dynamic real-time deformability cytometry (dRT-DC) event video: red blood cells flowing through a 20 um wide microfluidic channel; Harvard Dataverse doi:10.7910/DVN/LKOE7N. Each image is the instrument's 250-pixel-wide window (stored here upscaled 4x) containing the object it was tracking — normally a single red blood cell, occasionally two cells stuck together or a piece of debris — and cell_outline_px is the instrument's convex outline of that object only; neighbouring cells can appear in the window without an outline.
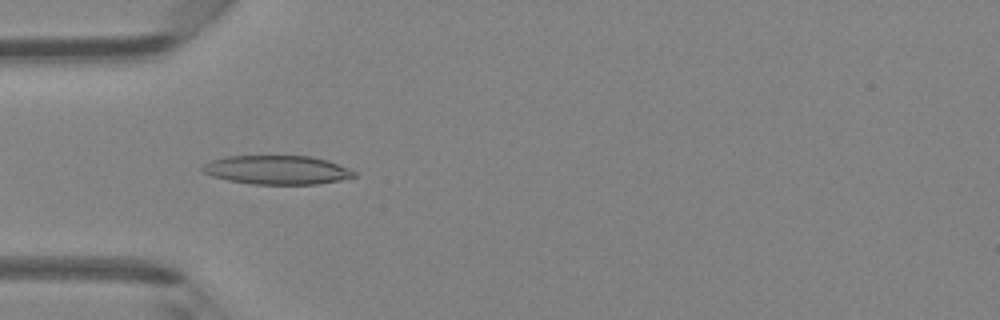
{"species": "Egyptian fruit bat (a non-hibernating species)", "species_latin": "Rousettus aegyptiacus", "temperature_condition": "room temperature", "stored_images_in_passage": 46, "camera_frame_rate_fps": 3000, "um_per_image_px": 0.085, "animal": {"sex": "female"}, "frame": {"image": 1, "passage_image": 14, "time_ms": 4.333, "image_size_px": [1000, 320], "cell_outline_px": [[356, 176], [340, 180], [316, 184], [252, 184], [228, 180], [212, 176], [204, 172], [200, 168], [204, 164], [212, 160], [224, 156], [312, 156], [328, 160], [348, 168], [356, 172]], "centroid_in_image_um": [23.54, 14.44], "position_along_channel_um": 61.5, "area_um2": 25.49}}
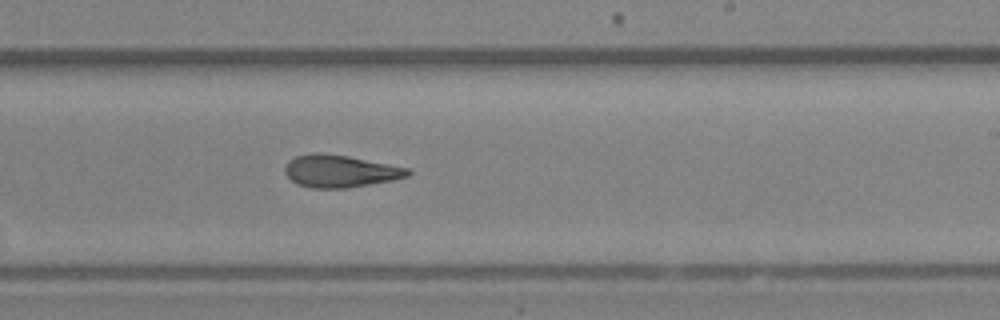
{"frame": {"image": 2, "passage_image": 28, "time_ms": 9.0, "image_size_px": [1000, 320], "cell_outline_px": [[412, 172], [408, 176], [392, 180], [344, 188], [312, 188], [296, 184], [284, 172], [284, 168], [288, 160], [296, 156], [312, 152], [348, 156], [408, 168]], "centroid_in_image_um": [28.87, 14.54], "position_along_channel_um": 260.1, "area_um2": 22.95}}
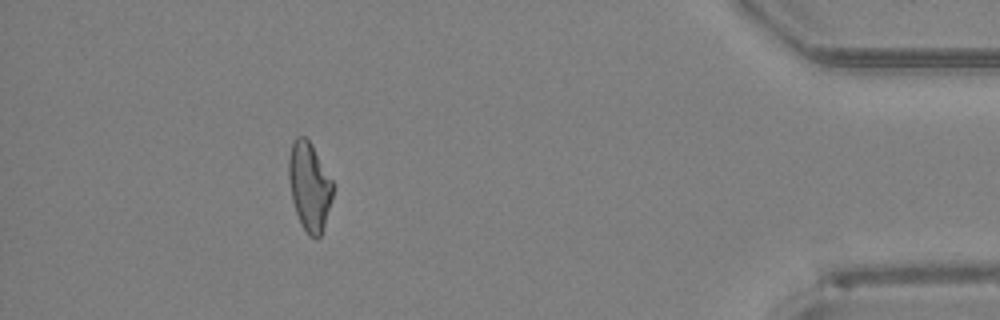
{"frame": {"image": 3, "passage_image": 42, "time_ms": 13.667, "image_size_px": [1000, 320], "cell_outline_px": [[332, 200], [320, 236], [316, 240], [308, 236], [296, 212], [292, 200], [288, 176], [288, 160], [292, 144], [296, 136], [304, 136], [312, 144], [332, 180]], "centroid_in_image_um": [26.29, 15.84], "position_along_channel_um": 408.9, "area_um2": 22.54}, "authors_computed_cell_mechanics": {"area_um2": 23.5535, "velocity_mm_per_s": 4.3122, "shape_relaxation_time_tau1_ms": null, "shape_relaxation_time_tau2_ms": 4.053, "deformation_change_tau1": null, "deformation_change_tau2": 0.1382}}